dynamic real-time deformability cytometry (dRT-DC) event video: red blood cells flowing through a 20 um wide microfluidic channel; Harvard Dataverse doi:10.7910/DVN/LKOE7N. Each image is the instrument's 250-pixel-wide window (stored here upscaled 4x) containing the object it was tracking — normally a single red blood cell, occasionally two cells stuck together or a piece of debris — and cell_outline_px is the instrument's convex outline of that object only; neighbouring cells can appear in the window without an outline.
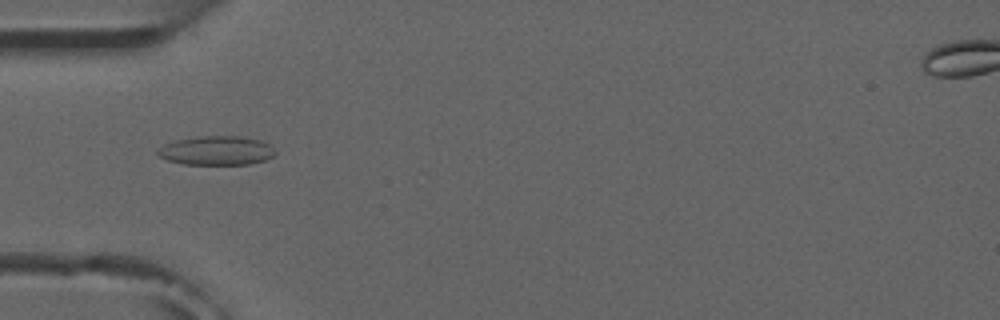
{"species": "common noctule bat (a hibernating species)", "species_latin": "Nyctalus noctula", "temperature_condition": "room temperature", "stored_images_in_passage": 8, "camera_frame_rate_fps": 3000, "um_per_image_px": 0.085, "animal": {"sex": "male", "forearm_length_mm": 52.5}, "frame": {"image": 1, "passage_image": 5, "time_ms": 5.0, "image_size_px": [1000, 320], "cell_outline_px": [[276, 152], [272, 156], [264, 160], [248, 164], [184, 164], [168, 160], [160, 156], [156, 152], [164, 144], [176, 140], [200, 136], [240, 136], [260, 140], [268, 144]], "centroid_in_image_um": [18.39, 12.79], "position_along_channel_um": 66.6, "area_um2": 19.65}}
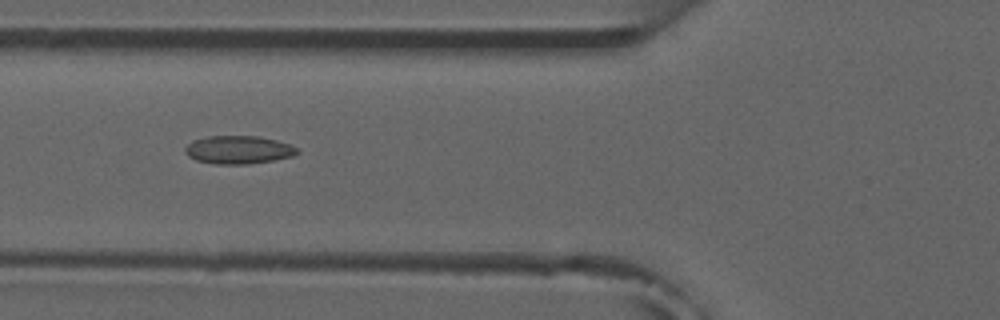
{"frame": {"image": 2, "passage_image": 6, "time_ms": 6.0, "image_size_px": [1000, 320], "cell_outline_px": [[300, 152], [292, 156], [272, 160], [248, 164], [216, 164], [196, 160], [188, 156], [184, 152], [184, 148], [192, 140], [208, 136], [256, 136], [276, 140], [288, 144], [296, 148]], "centroid_in_image_um": [20.22, 12.73], "position_along_channel_um": 105.6, "area_um2": 18.26}}
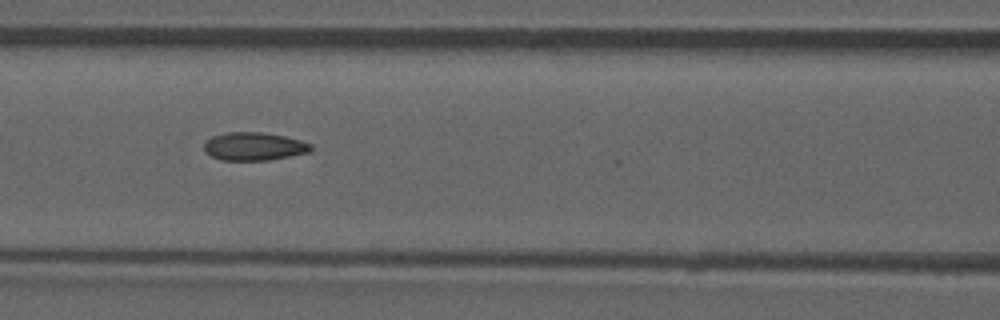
{"frame": {"image": 3, "passage_image": 7, "time_ms": 7.0, "image_size_px": [1000, 320], "cell_outline_px": [[312, 148], [308, 152], [268, 160], [220, 160], [204, 152], [204, 144], [212, 136], [228, 132], [260, 132], [284, 136], [300, 140], [312, 144]], "centroid_in_image_um": [21.56, 12.44], "position_along_channel_um": 145.0, "area_um2": 17.34}}